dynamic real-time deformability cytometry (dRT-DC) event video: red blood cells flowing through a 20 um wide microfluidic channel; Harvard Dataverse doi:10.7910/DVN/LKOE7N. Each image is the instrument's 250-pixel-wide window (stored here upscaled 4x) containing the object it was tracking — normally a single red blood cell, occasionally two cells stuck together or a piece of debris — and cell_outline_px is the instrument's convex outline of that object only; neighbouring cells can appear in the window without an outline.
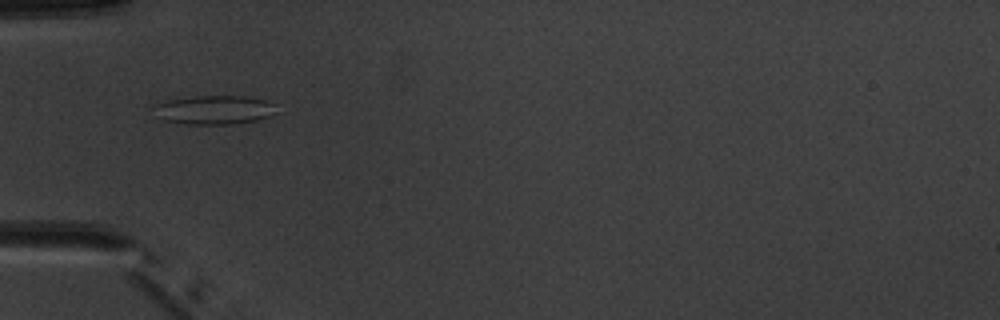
{"species": "common noctule bat (a hibernating species)", "species_latin": "Nyctalus noctula", "temperature_condition": "warm", "stored_images_in_passage": 2, "camera_frame_rate_fps": 3000, "um_per_image_px": 0.085, "animal": {"sex": "male", "body_mass_g": 20.1, "forearm_length_mm": 53.5}, "frame": {"image": 1, "passage_image": 2, "time_ms": 1.333, "image_size_px": [1000, 320], "cell_outline_px": [[276, 112], [272, 116], [256, 120], [236, 124], [184, 124], [164, 120], [152, 108], [152, 104], [156, 100], [192, 96], [244, 96], [268, 100], [276, 104]], "centroid_in_image_um": [18.18, 9.32], "position_along_channel_um": 66.8, "area_um2": 21.27}}